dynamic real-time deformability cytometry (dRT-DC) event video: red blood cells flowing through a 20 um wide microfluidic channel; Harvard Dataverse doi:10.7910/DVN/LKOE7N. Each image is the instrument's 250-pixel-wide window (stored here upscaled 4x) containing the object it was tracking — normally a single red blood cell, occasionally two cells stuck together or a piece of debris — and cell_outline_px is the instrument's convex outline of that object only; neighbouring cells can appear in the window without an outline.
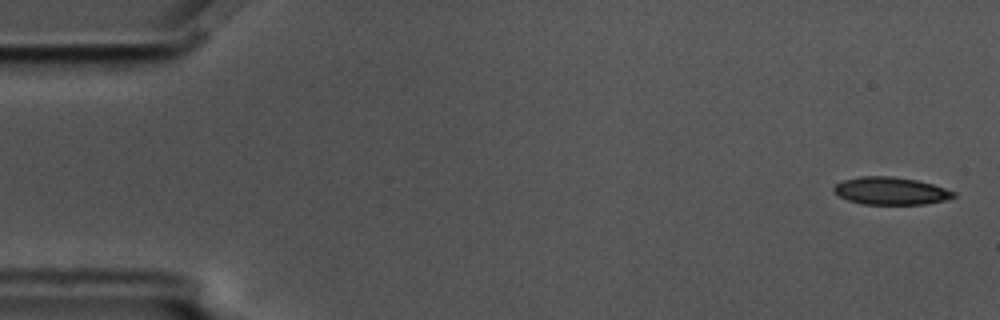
{"species": "common noctule bat (a hibernating species)", "species_latin": "Nyctalus noctula", "temperature_condition": "cold", "stored_images_in_passage": 3, "camera_frame_rate_fps": 3000, "um_per_image_px": 0.085, "animal": {"sex": "male", "body_mass_g": 17.5, "forearm_length_mm": 52.3}, "frame": {"image": 1, "passage_image": 1, "time_ms": 0.0, "image_size_px": [1000, 320], "cell_outline_px": [[956, 196], [944, 200], [924, 204], [864, 204], [848, 200], [840, 196], [832, 188], [836, 184], [844, 180], [860, 176], [892, 176], [916, 180], [932, 184], [956, 192]], "centroid_in_image_um": [75.72, 16.22], "position_along_channel_um": 9.3, "area_um2": 19.02}}